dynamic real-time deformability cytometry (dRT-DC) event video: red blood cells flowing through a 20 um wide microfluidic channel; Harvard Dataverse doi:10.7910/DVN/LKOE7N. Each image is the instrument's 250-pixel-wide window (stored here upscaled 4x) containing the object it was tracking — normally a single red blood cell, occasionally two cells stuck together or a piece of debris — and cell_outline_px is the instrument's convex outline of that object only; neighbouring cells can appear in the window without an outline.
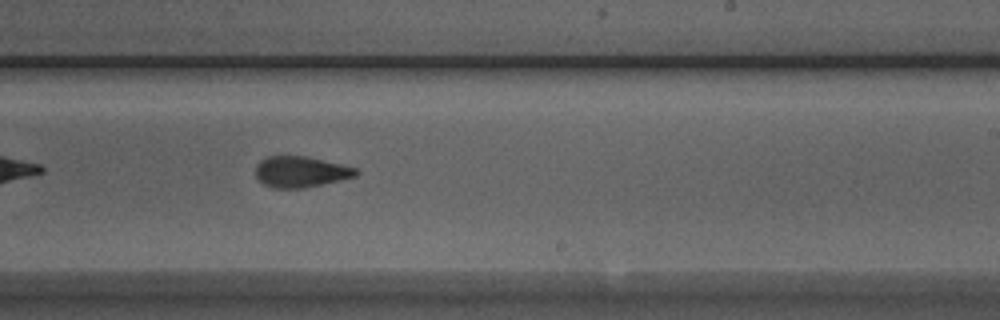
{"species": "Egyptian fruit bat (a non-hibernating species)", "species_latin": "Rousettus aegyptiacus", "temperature_condition": "room temperature", "stored_images_in_passage": 36, "camera_frame_rate_fps": 3000, "um_per_image_px": 0.085, "animal": {"sex": "male"}, "frame": {"image": 1, "passage_image": 16, "time_ms": 5.0, "image_size_px": [1000, 320], "cell_outline_px": [[360, 172], [356, 176], [340, 180], [304, 188], [272, 188], [264, 184], [256, 176], [256, 164], [260, 160], [268, 156], [308, 156], [356, 168]], "centroid_in_image_um": [25.55, 14.6], "position_along_channel_um": 263.4, "area_um2": 18.09}}